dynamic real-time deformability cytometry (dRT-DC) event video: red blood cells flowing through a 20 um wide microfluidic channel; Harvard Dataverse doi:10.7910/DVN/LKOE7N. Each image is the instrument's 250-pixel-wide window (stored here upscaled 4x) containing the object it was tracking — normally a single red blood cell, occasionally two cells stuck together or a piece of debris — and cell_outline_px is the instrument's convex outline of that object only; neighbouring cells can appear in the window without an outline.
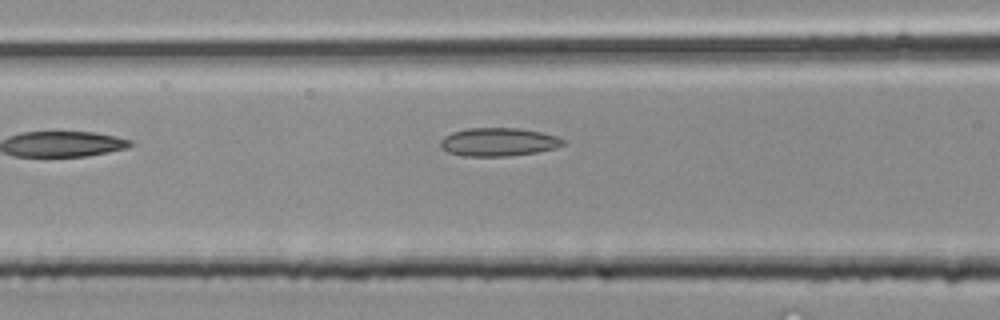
{"species": "common noctule bat (a hibernating species)", "species_latin": "Nyctalus noctula", "temperature_condition": "room temperature", "stored_images_in_passage": 13, "camera_frame_rate_fps": 3000, "um_per_image_px": 0.085, "animal": {"sex": "male", "body_mass_g": 20.4}, "frame": {"image": 1, "passage_image": 13, "time_ms": 4.0, "image_size_px": [1000, 320], "cell_outline_px": [[568, 140], [564, 144], [556, 148], [536, 152], [508, 156], [464, 156], [448, 152], [440, 148], [440, 140], [444, 136], [452, 132], [468, 128], [516, 128], [540, 132], [556, 136]], "centroid_in_image_um": [42.36, 12.07], "position_along_channel_um": 124.2, "area_um2": 20.29}}